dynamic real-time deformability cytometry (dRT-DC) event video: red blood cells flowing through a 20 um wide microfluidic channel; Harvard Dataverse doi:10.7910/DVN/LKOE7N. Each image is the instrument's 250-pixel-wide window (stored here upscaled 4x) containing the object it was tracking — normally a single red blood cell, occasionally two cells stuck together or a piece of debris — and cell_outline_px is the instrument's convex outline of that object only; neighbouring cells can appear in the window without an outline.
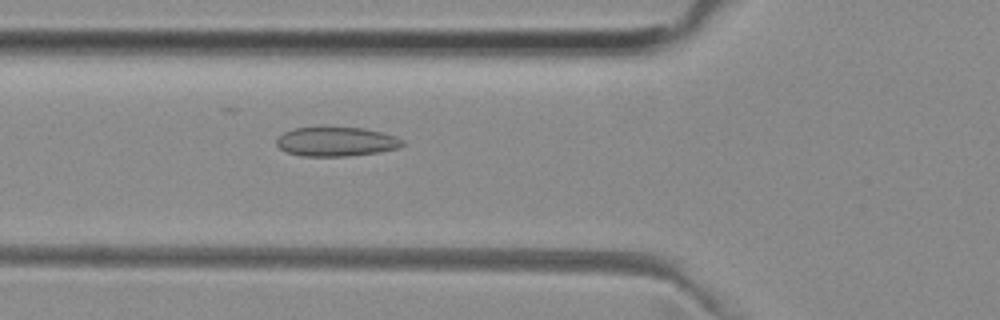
{"species": "common noctule bat (a hibernating species)", "species_latin": "Nyctalus noctula", "temperature_condition": "room temperature", "stored_images_in_passage": 51, "camera_frame_rate_fps": 3000, "um_per_image_px": 0.085, "animal": {"sex": "female", "body_mass_g": 29.2, "forearm_length_mm": 56.3}, "frame": {"image": 1, "passage_image": 18, "time_ms": 5.667, "image_size_px": [1000, 320], "cell_outline_px": [[404, 144], [400, 148], [380, 152], [348, 156], [300, 156], [288, 152], [280, 148], [276, 144], [276, 136], [292, 128], [328, 124], [364, 128], [396, 136], [404, 140]], "centroid_in_image_um": [28.55, 11.99], "position_along_channel_um": 97.2, "area_um2": 22.54}}
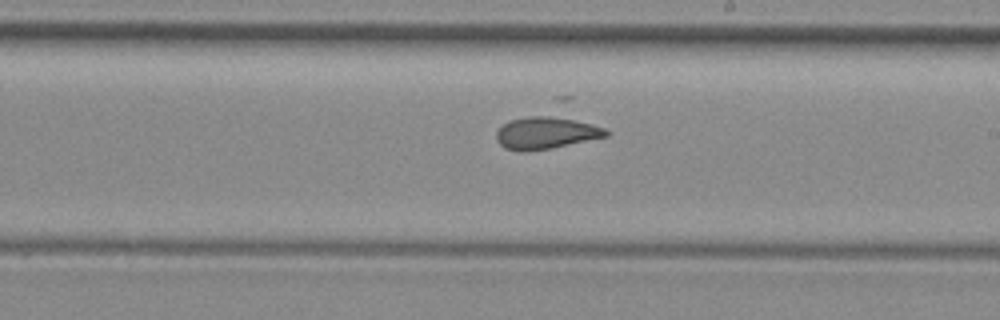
{"frame": {"image": 2, "passage_image": 29, "time_ms": 9.333, "image_size_px": [1000, 320], "cell_outline_px": [[608, 136], [552, 148], [524, 152], [520, 152], [504, 148], [496, 140], [496, 132], [508, 120], [528, 116], [564, 116], [604, 128], [608, 132]], "centroid_in_image_um": [46.38, 11.3], "position_along_channel_um": 242.6, "area_um2": 20.69}}
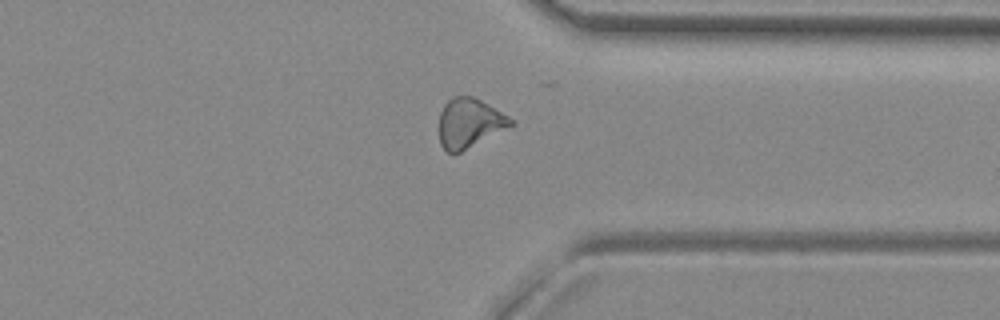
{"frame": {"image": 3, "passage_image": 39, "time_ms": 12.667, "image_size_px": [1000, 320], "cell_outline_px": [[516, 124], [460, 152], [448, 152], [440, 144], [436, 128], [440, 112], [444, 104], [452, 96], [472, 96], [488, 104], [508, 116]], "centroid_in_image_um": [39.84, 10.45], "position_along_channel_um": 371.6, "area_um2": 20.87}, "authors_computed_cell_mechanics": {"area_um2": 22.253, "velocity_mm_per_s": 3.9601, "shape_relaxation_time_tau1_ms": null, "shape_relaxation_time_tau2_ms": 1.6071, "deformation_change_tau1": null, "deformation_change_tau2": 0.1007}}